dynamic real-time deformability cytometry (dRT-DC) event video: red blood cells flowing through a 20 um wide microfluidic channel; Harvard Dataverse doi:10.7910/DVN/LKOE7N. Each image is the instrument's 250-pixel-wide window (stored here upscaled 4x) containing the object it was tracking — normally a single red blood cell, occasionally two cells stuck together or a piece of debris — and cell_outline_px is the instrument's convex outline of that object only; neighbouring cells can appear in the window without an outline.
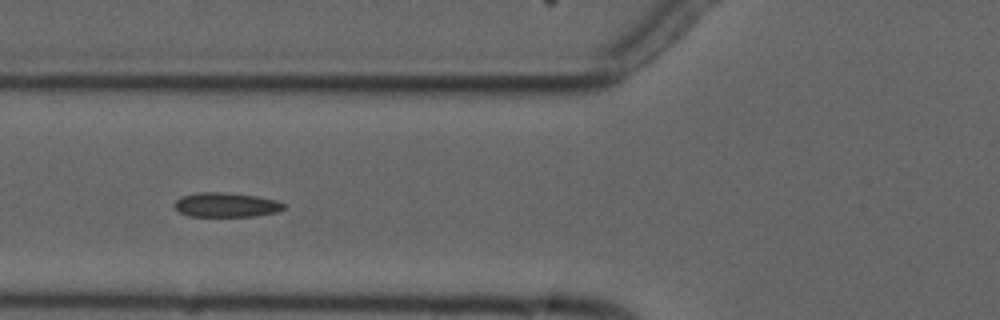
{"species": "common noctule bat (a hibernating species)", "species_latin": "Nyctalus noctula", "temperature_condition": "cold", "stored_images_in_passage": 7, "camera_frame_rate_fps": 3000, "um_per_image_px": 0.085, "animal": {"sex": "male", "forearm_length_mm": 52.5}, "frame": {"image": 1, "passage_image": 6, "time_ms": 5.667, "image_size_px": [1000, 320], "cell_outline_px": [[288, 204], [284, 208], [276, 212], [256, 216], [188, 216], [180, 212], [172, 204], [180, 196], [200, 192], [228, 192], [256, 196], [276, 200]], "centroid_in_image_um": [19.22, 17.4], "position_along_channel_um": 106.6, "area_um2": 15.72}}
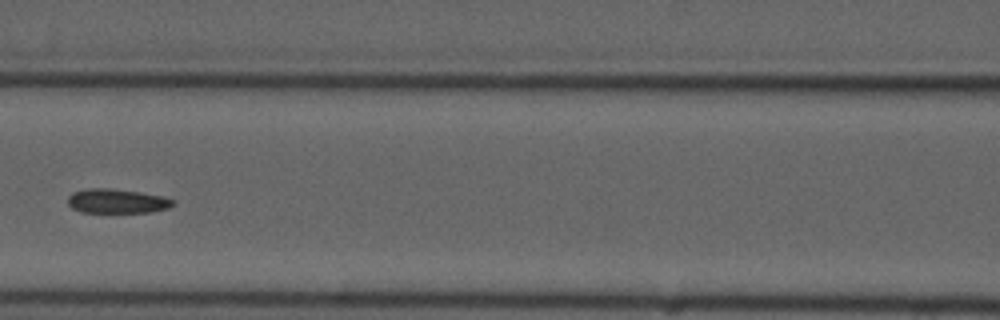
{"frame": {"image": 2, "passage_image": 7, "time_ms": 7.0, "image_size_px": [1000, 320], "cell_outline_px": [[176, 204], [168, 208], [152, 212], [80, 212], [72, 208], [68, 204], [68, 196], [72, 192], [88, 188], [112, 188], [140, 192], [164, 196], [176, 200]], "centroid_in_image_um": [9.97, 17.09], "position_along_channel_um": 156.6, "area_um2": 15.14}}